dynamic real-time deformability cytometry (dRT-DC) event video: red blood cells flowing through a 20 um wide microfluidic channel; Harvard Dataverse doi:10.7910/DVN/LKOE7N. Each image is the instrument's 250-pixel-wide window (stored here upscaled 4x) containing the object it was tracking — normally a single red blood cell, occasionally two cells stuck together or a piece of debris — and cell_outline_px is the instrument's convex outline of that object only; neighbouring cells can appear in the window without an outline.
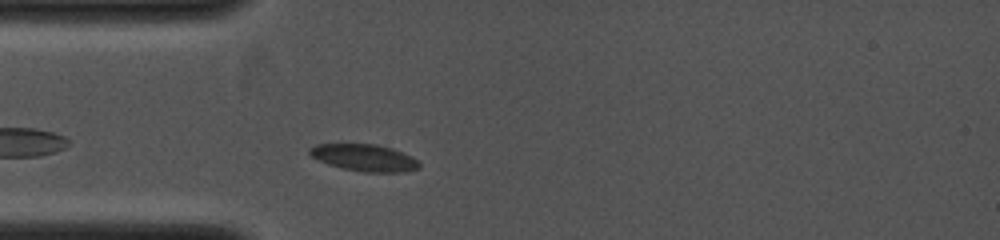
{"species": "common noctule bat (a hibernating species)", "species_latin": "Nyctalus noctula", "temperature_condition": "cold", "stored_images_in_passage": 9, "camera_frame_rate_fps": 4000, "um_per_image_px": 0.085, "animal": {"sex": "female", "body_mass_g": 19.0, "forearm_length_mm": 53.3}, "frame": {"image": 1, "passage_image": 1, "time_ms": 0.0, "image_size_px": [1000, 240], "cell_outline_px": [[420, 168], [404, 172], [364, 172], [344, 168], [328, 164], [312, 156], [308, 152], [308, 148], [316, 144], [344, 140], [376, 144], [392, 148], [412, 156], [420, 164]], "centroid_in_image_um": [30.91, 13.34], "position_along_channel_um": 54.1, "area_um2": 17.98}}
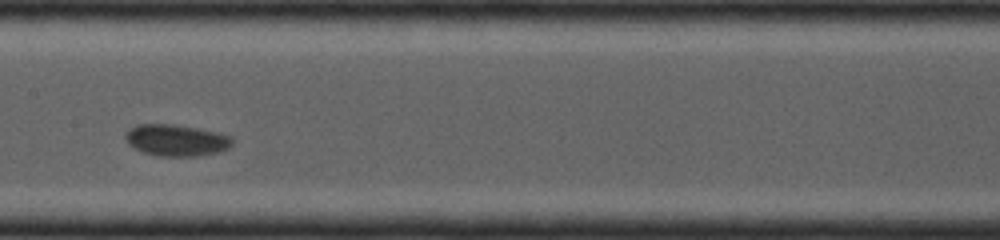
{"frame": {"image": 2, "passage_image": 6, "time_ms": 3.0, "image_size_px": [1000, 240], "cell_outline_px": [[232, 144], [228, 148], [220, 152], [200, 156], [160, 156], [144, 152], [128, 144], [124, 140], [124, 136], [128, 128], [136, 124], [172, 124], [220, 132], [232, 136]], "centroid_in_image_um": [14.98, 11.91], "position_along_channel_um": 192.4, "area_um2": 19.88}}
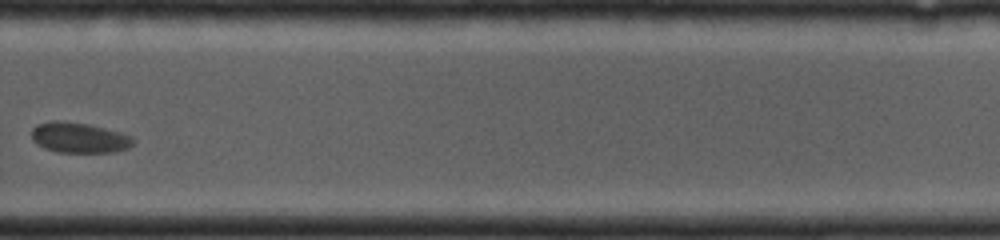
{"frame": {"image": 3, "passage_image": 9, "time_ms": 5.75, "image_size_px": [1000, 240], "cell_outline_px": [[136, 140], [128, 148], [116, 152], [60, 152], [44, 148], [36, 144], [32, 140], [32, 128], [36, 124], [52, 120], [88, 124], [120, 132], [132, 136]], "centroid_in_image_um": [6.72, 11.7], "position_along_channel_um": 323.1, "area_um2": 18.03}}